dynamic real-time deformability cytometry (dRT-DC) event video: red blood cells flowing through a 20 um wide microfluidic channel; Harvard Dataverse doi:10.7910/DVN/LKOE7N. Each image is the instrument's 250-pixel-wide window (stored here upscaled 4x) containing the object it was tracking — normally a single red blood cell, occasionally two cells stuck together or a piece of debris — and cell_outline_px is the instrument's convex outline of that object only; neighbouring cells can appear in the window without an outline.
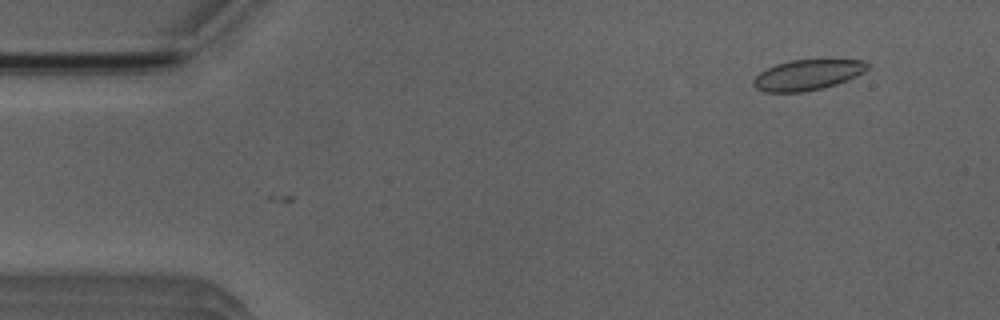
{"species": "Egyptian fruit bat (a non-hibernating species)", "species_latin": "Rousettus aegyptiacus", "temperature_condition": "room temperature", "stored_images_in_passage": 6, "camera_frame_rate_fps": 3000, "um_per_image_px": 0.085, "animal": {"sex": "male"}, "frame": {"image": 1, "passage_image": 6, "time_ms": 1.667, "image_size_px": [1000, 320], "cell_outline_px": [[868, 68], [864, 72], [848, 80], [836, 84], [820, 88], [800, 92], [764, 92], [756, 88], [752, 84], [752, 80], [760, 72], [776, 64], [788, 60], [864, 60], [868, 64]], "centroid_in_image_um": [68.61, 6.36], "position_along_channel_um": 16.4, "area_um2": 20.11}}